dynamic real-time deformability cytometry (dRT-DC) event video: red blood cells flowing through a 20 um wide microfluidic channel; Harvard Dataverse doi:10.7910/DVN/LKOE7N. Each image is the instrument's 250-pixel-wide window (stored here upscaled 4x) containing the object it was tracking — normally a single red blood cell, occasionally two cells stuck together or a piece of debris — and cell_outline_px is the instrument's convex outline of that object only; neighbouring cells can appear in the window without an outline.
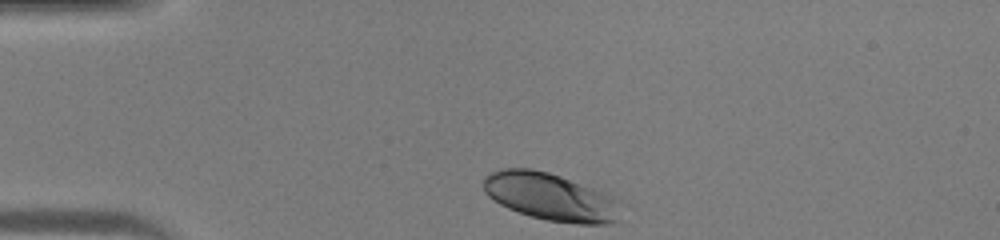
{"species": "human", "species_latin": "Homo sapiens", "temperature_condition": "warm", "stored_images_in_passage": 29, "camera_frame_rate_fps": 3000, "um_per_image_px": 0.085, "donor": {"sex": "male"}, "frame": {"image": 1, "passage_image": 1, "time_ms": 0.0, "image_size_px": [1000, 240], "cell_outline_px": [[620, 220], [608, 224], [576, 224], [548, 220], [532, 216], [508, 208], [500, 204], [488, 196], [484, 192], [484, 176], [500, 168], [532, 168], [548, 172], [560, 176], [600, 192], [616, 200]], "centroid_in_image_um": [46.73, 16.73], "position_along_channel_um": 38.3, "area_um2": 37.4}}
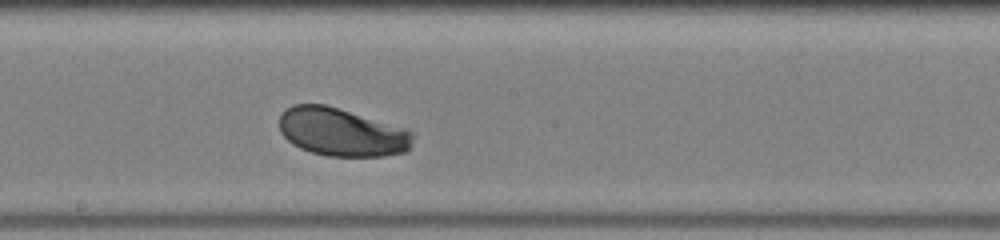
{"frame": {"image": 2, "passage_image": 16, "time_ms": 5.0, "image_size_px": [1000, 240], "cell_outline_px": [[412, 144], [404, 152], [384, 156], [328, 156], [312, 152], [300, 148], [292, 144], [280, 132], [280, 116], [292, 104], [324, 104], [408, 128], [412, 132]], "centroid_in_image_um": [29.06, 11.23], "position_along_channel_um": 219.1, "area_um2": 37.4}}
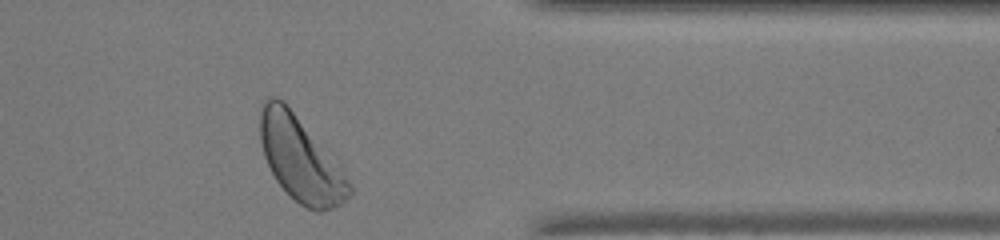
{"frame": {"image": 3, "passage_image": 28, "time_ms": 9.0, "image_size_px": [1000, 240], "cell_outline_px": [[352, 192], [340, 204], [332, 208], [320, 212], [316, 212], [300, 204], [276, 180], [264, 156], [260, 144], [260, 108], [264, 100], [268, 96], [276, 96], [284, 100], [348, 180], [352, 188]], "centroid_in_image_um": [25.47, 13.5], "position_along_channel_um": 385.9, "area_um2": 42.54}}